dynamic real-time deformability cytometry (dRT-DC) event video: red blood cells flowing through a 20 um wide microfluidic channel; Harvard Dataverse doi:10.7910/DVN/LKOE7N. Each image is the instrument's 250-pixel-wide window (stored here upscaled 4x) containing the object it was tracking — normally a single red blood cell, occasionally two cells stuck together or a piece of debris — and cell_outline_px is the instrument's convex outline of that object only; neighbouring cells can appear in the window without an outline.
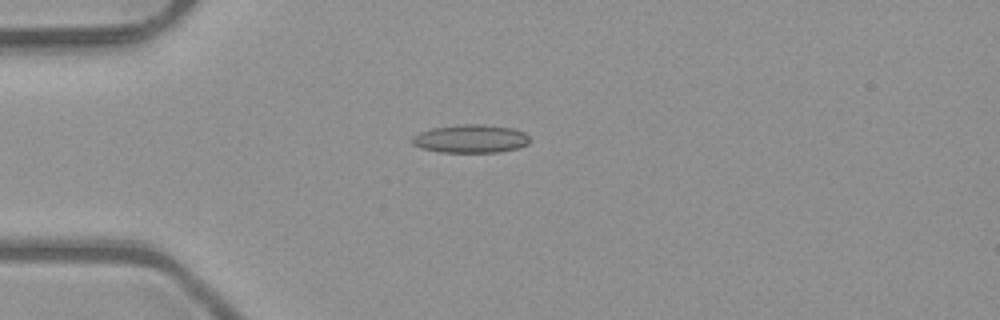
{"species": "common noctule bat (a hibernating species)", "species_latin": "Nyctalus noctula", "temperature_condition": "room temperature", "stored_images_in_passage": 1, "camera_frame_rate_fps": 3000, "um_per_image_px": 0.085, "animal": {"sex": "male", "body_mass_g": 23.1, "forearm_length_mm": 52.7}, "frame": {"image": 1, "passage_image": 1, "time_ms": 0.0, "image_size_px": [1000, 320], "cell_outline_px": [[532, 140], [528, 144], [516, 148], [500, 152], [440, 152], [420, 148], [412, 144], [412, 136], [420, 132], [432, 128], [460, 124], [480, 124], [512, 128], [524, 132]], "centroid_in_image_um": [40.0, 11.79], "position_along_channel_um": 45.0, "area_um2": 19.42}}